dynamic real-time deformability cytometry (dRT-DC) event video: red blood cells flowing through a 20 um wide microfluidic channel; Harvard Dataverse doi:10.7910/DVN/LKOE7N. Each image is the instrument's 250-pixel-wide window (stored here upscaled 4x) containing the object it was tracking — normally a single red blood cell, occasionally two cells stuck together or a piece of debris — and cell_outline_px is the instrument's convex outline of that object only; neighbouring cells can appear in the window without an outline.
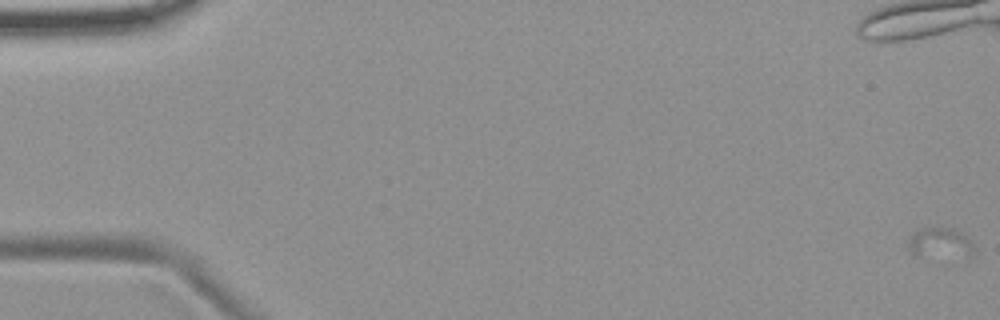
{"species": "common noctule bat (a hibernating species)", "species_latin": "Nyctalus noctula", "temperature_condition": "room temperature", "stored_images_in_passage": 7, "camera_frame_rate_fps": 3000, "um_per_image_px": 0.085, "animal": {"sex": "female", "body_mass_g": 19.9}, "frame": {"image": 1, "passage_image": 1, "time_ms": 0.0, "image_size_px": [1000, 320], "cell_outline_px": [[972, 256], [912, 256], [908, 252], [908, 240], [920, 228], [952, 228], [960, 232], [968, 240], [972, 248]], "centroid_in_image_um": [79.82, 20.67], "position_along_channel_um": 5.2, "area_um2": 11.33}}